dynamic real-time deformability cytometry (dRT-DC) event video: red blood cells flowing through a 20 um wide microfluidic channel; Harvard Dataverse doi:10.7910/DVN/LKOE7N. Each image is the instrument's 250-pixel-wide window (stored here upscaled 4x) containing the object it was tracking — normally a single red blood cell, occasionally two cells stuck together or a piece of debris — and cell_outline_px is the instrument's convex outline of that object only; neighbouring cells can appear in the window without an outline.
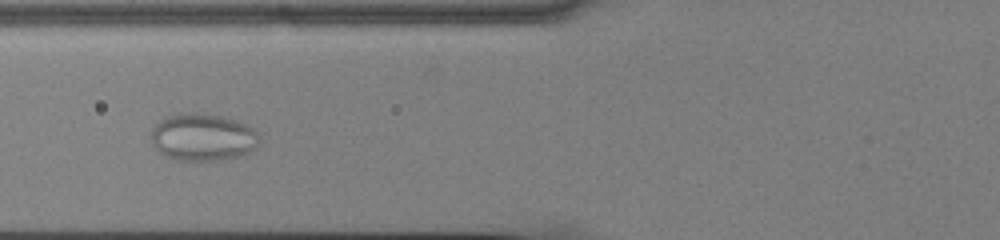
{"species": "common noctule bat (a hibernating species)", "species_latin": "Nyctalus noctula", "temperature_condition": "cold", "stored_images_in_passage": 43, "camera_frame_rate_fps": 3000, "um_per_image_px": 0.085, "animal": {"sex": "male", "body_mass_g": 13.0, "forearm_length_mm": 53.1}, "frame": {"image": 1, "passage_image": 10, "time_ms": 3.0, "image_size_px": [1000, 240], "cell_outline_px": [[260, 140], [244, 156], [212, 160], [176, 160], [164, 156], [152, 144], [148, 136], [152, 128], [164, 116], [180, 112], [196, 112], [224, 116], [236, 120], [252, 128], [260, 136]], "centroid_in_image_um": [17.17, 11.64], "position_along_channel_um": 108.6, "area_um2": 30.23}}
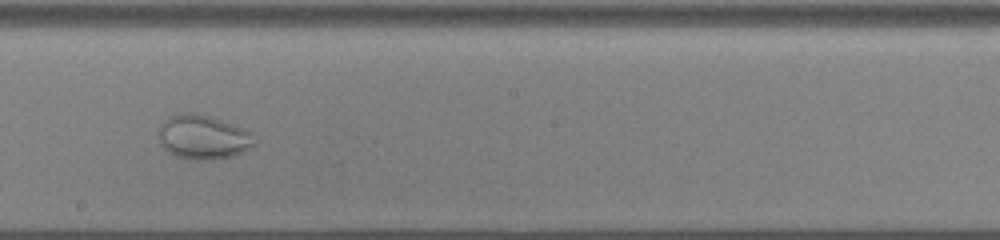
{"frame": {"image": 2, "passage_image": 20, "time_ms": 6.333, "image_size_px": [1000, 240], "cell_outline_px": [[256, 144], [252, 148], [232, 156], [208, 160], [192, 160], [176, 156], [168, 152], [160, 144], [160, 124], [168, 116], [176, 112], [196, 112], [244, 128], [252, 132]], "centroid_in_image_um": [17.26, 11.64], "position_along_channel_um": 230.9, "area_um2": 24.97}}
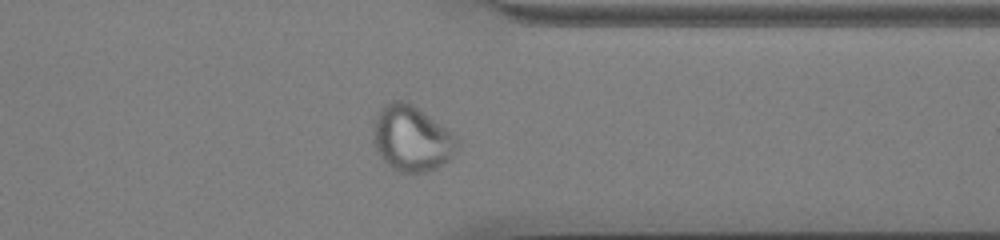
{"frame": {"image": 3, "passage_image": 32, "time_ms": 10.333, "image_size_px": [1000, 240], "cell_outline_px": [[460, 140], [452, 156], [448, 160], [436, 168], [428, 172], [400, 172], [392, 168], [380, 156], [372, 140], [372, 128], [384, 104], [392, 100], [404, 100], [412, 104], [456, 136]], "centroid_in_image_um": [34.97, 11.78], "position_along_channel_um": 376.4, "area_um2": 31.73}}